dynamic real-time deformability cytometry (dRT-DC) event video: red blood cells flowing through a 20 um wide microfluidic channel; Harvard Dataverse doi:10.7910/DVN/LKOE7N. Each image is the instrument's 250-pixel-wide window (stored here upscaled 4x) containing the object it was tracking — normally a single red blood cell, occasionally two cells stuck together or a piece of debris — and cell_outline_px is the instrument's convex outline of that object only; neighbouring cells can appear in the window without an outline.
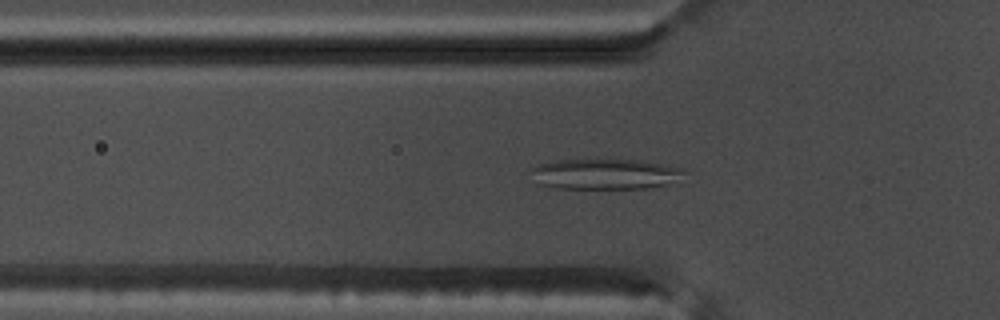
{"species": "common noctule bat (a hibernating species)", "species_latin": "Nyctalus noctula", "temperature_condition": "warm", "stored_images_in_passage": 52, "camera_frame_rate_fps": 3000, "um_per_image_px": 0.085, "animal": {"sex": "male", "body_mass_g": 17.5, "forearm_length_mm": 52.3}, "frame": {"image": 1, "passage_image": 16, "time_ms": 5.0, "image_size_px": [1000, 320], "cell_outline_px": [[688, 172], [664, 184], [648, 188], [556, 188], [536, 184], [532, 168], [536, 164], [556, 160], [640, 160], [664, 164], [684, 168]], "centroid_in_image_um": [51.39, 14.78], "position_along_channel_um": 74.4, "area_um2": 26.99}}
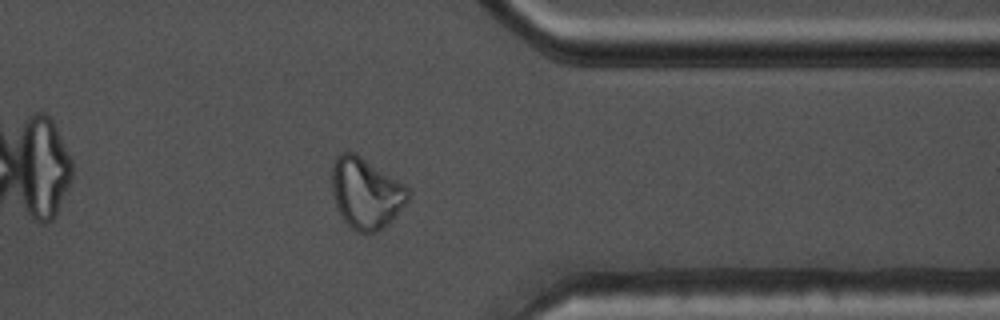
{"frame": {"image": 2, "passage_image": 41, "time_ms": 13.333, "image_size_px": [1000, 320], "cell_outline_px": [[412, 192], [408, 200], [388, 224], [376, 232], [356, 232], [340, 216], [332, 196], [332, 164], [336, 156], [340, 152], [356, 152], [404, 184]], "centroid_in_image_um": [31.09, 16.4], "position_along_channel_um": 380.3, "area_um2": 31.62}}
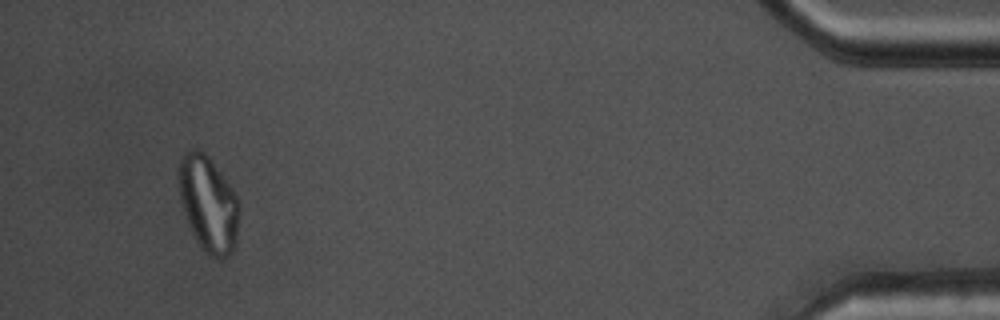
{"frame": {"image": 3, "passage_image": 49, "time_ms": 16.0, "image_size_px": [1000, 320], "cell_outline_px": [[240, 216], [236, 240], [232, 252], [228, 256], [220, 260], [208, 256], [196, 240], [188, 224], [180, 200], [176, 180], [180, 156], [184, 152], [192, 148], [200, 148], [208, 156], [232, 188], [240, 200]], "centroid_in_image_um": [17.7, 17.31], "position_along_channel_um": 417.5, "area_um2": 34.62}}